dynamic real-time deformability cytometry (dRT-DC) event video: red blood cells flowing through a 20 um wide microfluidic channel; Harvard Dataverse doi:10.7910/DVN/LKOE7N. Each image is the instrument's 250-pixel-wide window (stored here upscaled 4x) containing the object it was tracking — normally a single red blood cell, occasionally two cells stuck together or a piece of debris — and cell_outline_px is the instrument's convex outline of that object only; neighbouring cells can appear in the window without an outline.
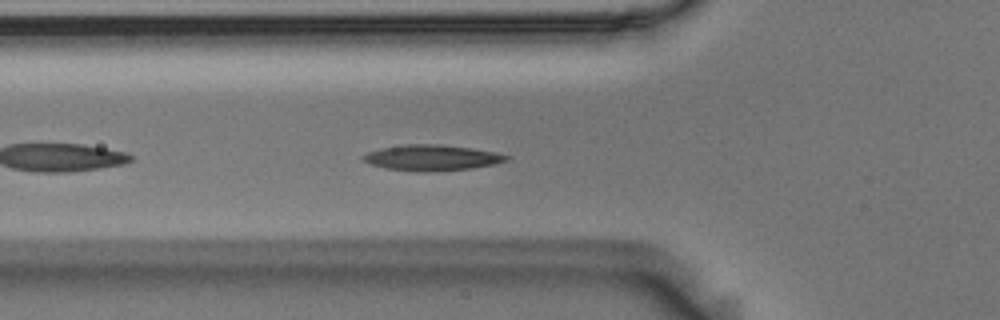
{"species": "Egyptian fruit bat (a non-hibernating species)", "species_latin": "Rousettus aegyptiacus", "temperature_condition": "room temperature", "stored_images_in_passage": 39, "camera_frame_rate_fps": 3000, "um_per_image_px": 0.085, "animal": {"sex": "male"}, "frame": {"image": 1, "passage_image": 2, "time_ms": 0.333, "image_size_px": [1000, 320], "cell_outline_px": [[512, 156], [508, 160], [492, 164], [472, 168], [424, 172], [388, 168], [372, 164], [364, 160], [360, 156], [368, 152], [380, 148], [404, 144], [440, 144], [472, 148], [496, 152]], "centroid_in_image_um": [36.73, 13.39], "position_along_channel_um": 89.1, "area_um2": 21.33}}
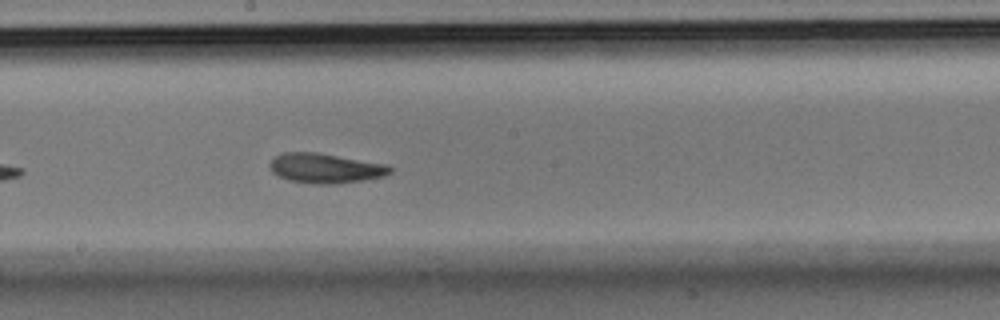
{"frame": {"image": 2, "passage_image": 13, "time_ms": 4.0, "image_size_px": [1000, 320], "cell_outline_px": [[396, 168], [392, 172], [384, 176], [364, 180], [332, 184], [312, 184], [288, 180], [276, 176], [272, 172], [268, 164], [280, 152], [316, 152], [388, 164]], "centroid_in_image_um": [27.67, 14.3], "position_along_channel_um": 220.5, "area_um2": 21.21}}
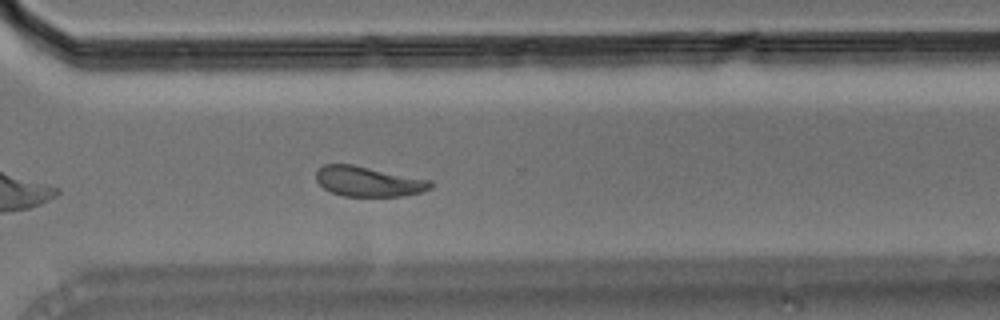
{"frame": {"image": 3, "passage_image": 23, "time_ms": 7.333, "image_size_px": [1000, 320], "cell_outline_px": [[436, 184], [432, 188], [420, 192], [404, 196], [344, 196], [332, 192], [324, 188], [316, 180], [316, 172], [324, 164], [352, 164], [432, 180]], "centroid_in_image_um": [31.36, 15.42], "position_along_channel_um": 339.2, "area_um2": 20.11}}